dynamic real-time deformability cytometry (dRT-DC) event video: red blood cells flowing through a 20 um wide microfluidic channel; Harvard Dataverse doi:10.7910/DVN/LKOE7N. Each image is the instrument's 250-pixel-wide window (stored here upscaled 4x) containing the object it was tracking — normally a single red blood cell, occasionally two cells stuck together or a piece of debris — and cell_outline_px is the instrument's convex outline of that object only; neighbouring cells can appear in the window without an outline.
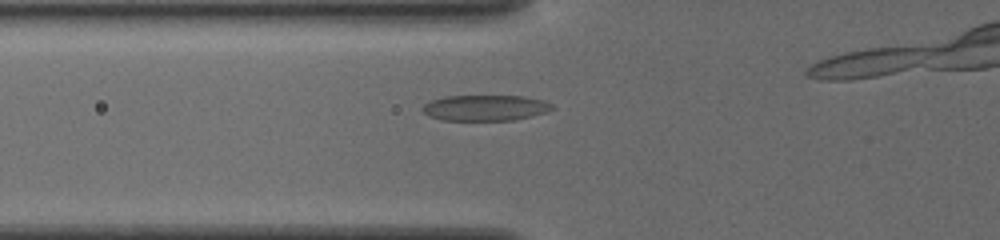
{"species": "common noctule bat (a hibernating species)", "species_latin": "Nyctalus noctula", "temperature_condition": "cold", "stored_images_in_passage": 27, "camera_frame_rate_fps": 3000, "um_per_image_px": 0.085, "animal": {"sex": "female", "body_mass_g": 19.5, "forearm_length_mm": 54.1}, "frame": {"image": 1, "passage_image": 12, "time_ms": 3.667, "image_size_px": [1000, 240], "cell_outline_px": [[556, 108], [548, 112], [512, 120], [440, 120], [428, 116], [420, 108], [424, 104], [432, 100], [444, 96], [524, 96], [544, 100], [552, 104]], "centroid_in_image_um": [41.25, 9.16], "position_along_channel_um": 84.5, "area_um2": 19.59}}
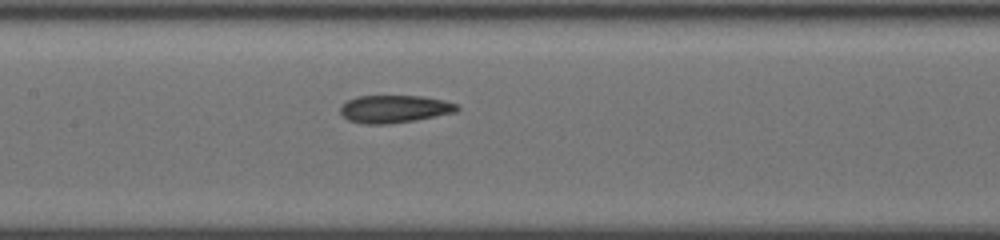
{"frame": {"image": 2, "passage_image": 19, "time_ms": 6.0, "image_size_px": [1000, 240], "cell_outline_px": [[460, 108], [456, 112], [416, 120], [388, 124], [364, 124], [348, 120], [340, 112], [340, 108], [348, 100], [356, 96], [420, 96], [444, 100], [456, 104]], "centroid_in_image_um": [33.53, 9.26], "position_along_channel_um": 173.9, "area_um2": 18.73}}
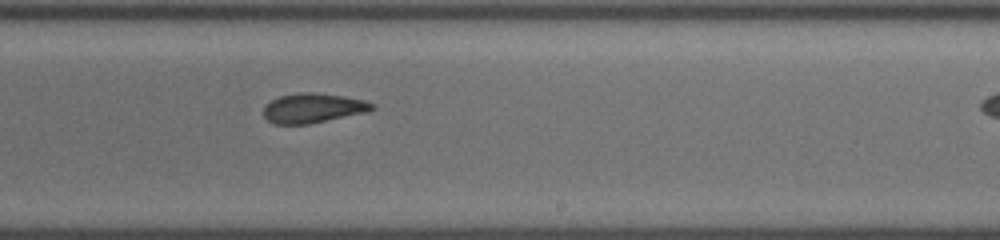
{"frame": {"image": 3, "passage_image": 26, "time_ms": 8.333, "image_size_px": [1000, 240], "cell_outline_px": [[376, 108], [368, 112], [308, 124], [276, 124], [268, 120], [264, 116], [264, 108], [272, 100], [280, 96], [300, 92], [316, 92], [344, 96], [364, 100], [372, 104]], "centroid_in_image_um": [26.63, 9.18], "position_along_channel_um": 262.4, "area_um2": 18.61}}